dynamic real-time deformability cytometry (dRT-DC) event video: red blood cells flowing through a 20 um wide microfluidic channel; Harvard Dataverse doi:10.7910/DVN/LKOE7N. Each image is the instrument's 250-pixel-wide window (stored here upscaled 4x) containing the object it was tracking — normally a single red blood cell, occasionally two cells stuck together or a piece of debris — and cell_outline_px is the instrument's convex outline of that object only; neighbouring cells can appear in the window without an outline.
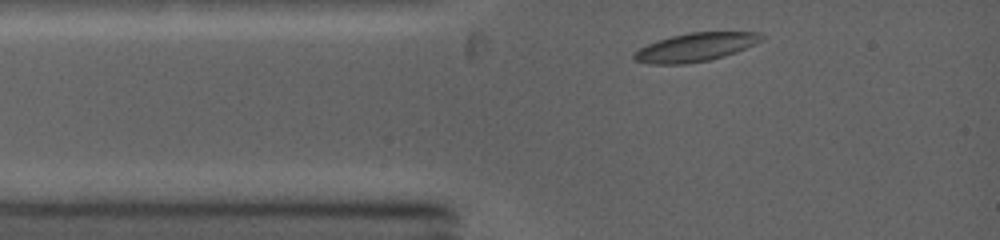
{"species": "common noctule bat (a hibernating species)", "species_latin": "Nyctalus noctula", "temperature_condition": "warm", "stored_images_in_passage": 9, "camera_frame_rate_fps": 5000, "um_per_image_px": 0.085, "animal": {"sex": "female", "body_mass_g": 19.0, "forearm_length_mm": 53.3}, "frame": {"image": 1, "passage_image": 1, "time_ms": 0.0, "image_size_px": [1000, 240], "cell_outline_px": [[764, 40], [736, 52], [724, 56], [708, 60], [684, 64], [648, 64], [632, 60], [632, 56], [640, 48], [656, 40], [688, 32], [760, 32], [764, 36]], "centroid_in_image_um": [59.11, 4.01], "position_along_channel_um": 25.9, "area_um2": 21.21}}
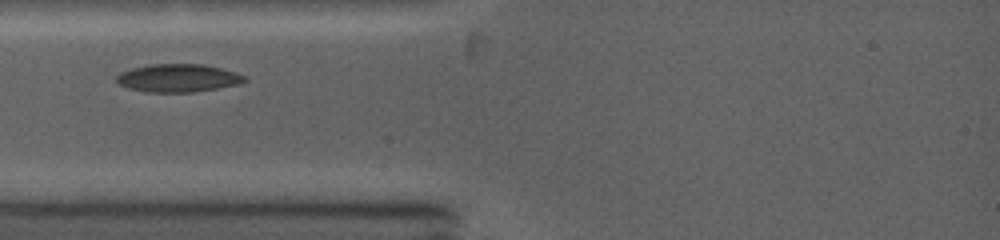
{"frame": {"image": 2, "passage_image": 3, "time_ms": 1.4, "image_size_px": [1000, 240], "cell_outline_px": [[248, 80], [240, 84], [192, 92], [144, 92], [128, 88], [120, 84], [116, 80], [116, 76], [120, 72], [132, 68], [152, 64], [204, 64], [236, 72], [244, 76]], "centroid_in_image_um": [15.13, 6.63], "position_along_channel_um": 69.9, "area_um2": 20.87}}
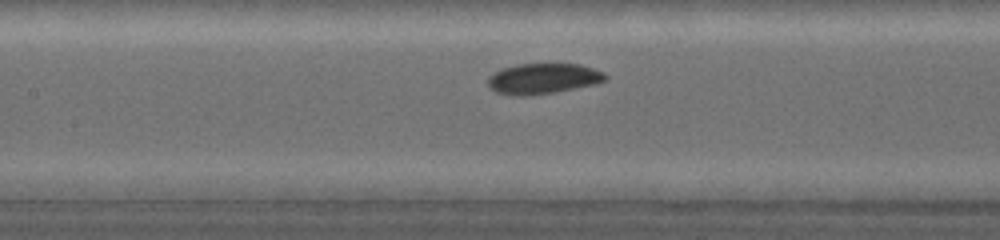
{"frame": {"image": 3, "passage_image": 8, "time_ms": 3.6, "image_size_px": [1000, 240], "cell_outline_px": [[608, 76], [604, 80], [592, 84], [552, 92], [524, 96], [516, 96], [496, 92], [488, 84], [488, 80], [496, 72], [504, 68], [520, 64], [580, 64], [604, 72]], "centroid_in_image_um": [46.17, 6.67], "position_along_channel_um": 161.2, "area_um2": 20.29}}